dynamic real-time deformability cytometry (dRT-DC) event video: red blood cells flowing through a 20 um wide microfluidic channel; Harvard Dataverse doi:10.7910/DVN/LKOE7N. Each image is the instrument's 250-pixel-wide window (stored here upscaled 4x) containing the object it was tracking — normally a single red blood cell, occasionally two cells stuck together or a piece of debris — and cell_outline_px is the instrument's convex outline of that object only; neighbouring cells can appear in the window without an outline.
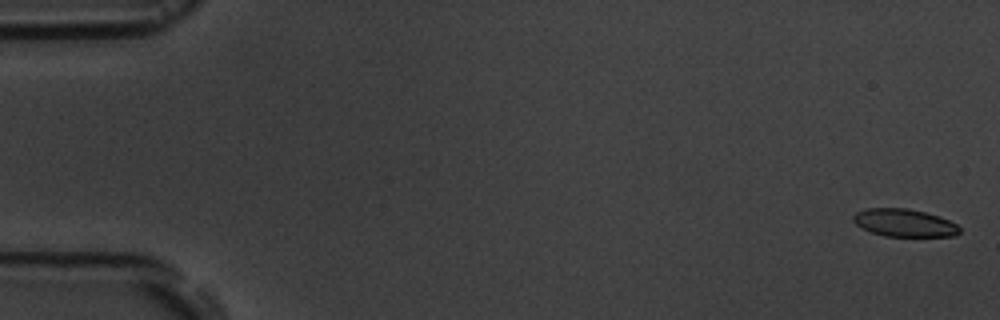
{"species": "common noctule bat (a hibernating species)", "species_latin": "Nyctalus noctula", "temperature_condition": "room temperature", "stored_images_in_passage": 4, "camera_frame_rate_fps": 3000, "um_per_image_px": 0.085, "animal": {"sex": "male", "body_mass_g": 19.5, "forearm_length_mm": 54.6}, "frame": {"image": 1, "passage_image": 1, "time_ms": 0.0, "image_size_px": [1000, 320], "cell_outline_px": [[960, 232], [956, 236], [884, 236], [872, 232], [856, 224], [852, 220], [852, 216], [856, 212], [864, 208], [908, 208], [940, 216], [956, 224], [960, 228]], "centroid_in_image_um": [76.86, 18.93], "position_along_channel_um": 8.1, "area_um2": 17.17}}
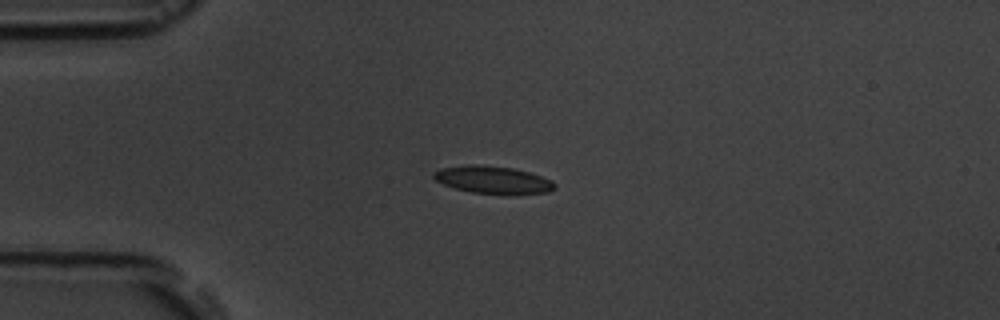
{"frame": {"image": 2, "passage_image": 4, "time_ms": 4.333, "image_size_px": [1000, 320], "cell_outline_px": [[556, 188], [548, 192], [512, 196], [504, 196], [472, 192], [456, 188], [444, 184], [436, 180], [432, 176], [432, 172], [440, 168], [468, 164], [476, 164], [512, 168], [528, 172], [552, 180], [556, 184]], "centroid_in_image_um": [41.93, 15.31], "position_along_channel_um": 43.1, "area_um2": 19.88}}